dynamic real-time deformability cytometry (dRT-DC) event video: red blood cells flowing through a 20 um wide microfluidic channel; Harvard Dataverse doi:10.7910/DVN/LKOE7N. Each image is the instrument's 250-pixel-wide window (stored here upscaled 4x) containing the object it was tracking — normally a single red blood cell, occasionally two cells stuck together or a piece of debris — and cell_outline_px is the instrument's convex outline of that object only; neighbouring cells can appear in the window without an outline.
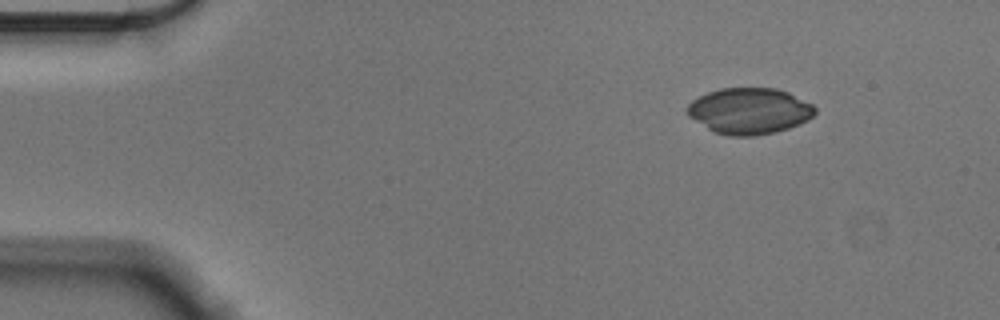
{"species": "Egyptian fruit bat (a non-hibernating species)", "species_latin": "Rousettus aegyptiacus", "temperature_condition": "cold", "stored_images_in_passage": 50, "camera_frame_rate_fps": 3000, "um_per_image_px": 0.085, "animal": {"sex": "male"}, "frame": {"image": 1, "passage_image": 1, "time_ms": 0.0, "image_size_px": [1000, 320], "cell_outline_px": [[816, 112], [808, 120], [800, 124], [776, 132], [752, 136], [732, 136], [716, 132], [708, 128], [688, 116], [684, 108], [692, 100], [708, 92], [720, 88], [776, 88], [788, 92], [812, 104], [816, 108]], "centroid_in_image_um": [63.69, 9.42], "position_along_channel_um": 21.3, "area_um2": 34.33}}